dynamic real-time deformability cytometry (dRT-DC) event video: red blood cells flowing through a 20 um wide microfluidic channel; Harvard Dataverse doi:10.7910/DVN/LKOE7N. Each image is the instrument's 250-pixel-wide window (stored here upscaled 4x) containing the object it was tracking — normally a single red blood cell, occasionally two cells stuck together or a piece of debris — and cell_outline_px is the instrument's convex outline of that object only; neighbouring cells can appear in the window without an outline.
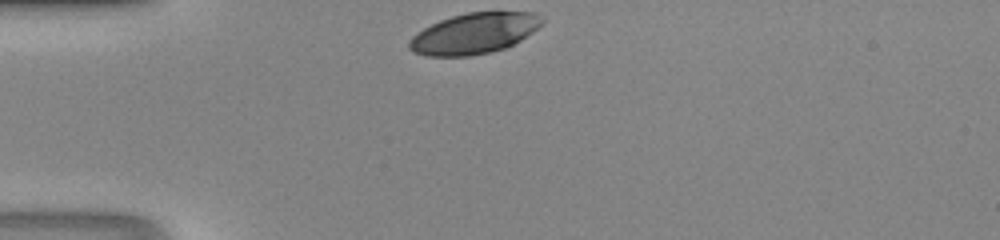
{"species": "human", "species_latin": "Homo sapiens", "temperature_condition": "room temperature", "stored_images_in_passage": 26, "camera_frame_rate_fps": 3000, "um_per_image_px": 0.085, "donor": {"sex": "male"}, "frame": {"image": 1, "passage_image": 1, "time_ms": 0.0, "image_size_px": [1000, 240], "cell_outline_px": [[544, 20], [532, 32], [520, 40], [504, 48], [492, 52], [468, 56], [428, 56], [412, 52], [408, 48], [408, 40], [412, 36], [424, 28], [440, 20], [452, 16], [468, 12], [536, 12], [544, 16]], "centroid_in_image_um": [40.29, 2.84], "position_along_channel_um": 44.7, "area_um2": 31.5}}
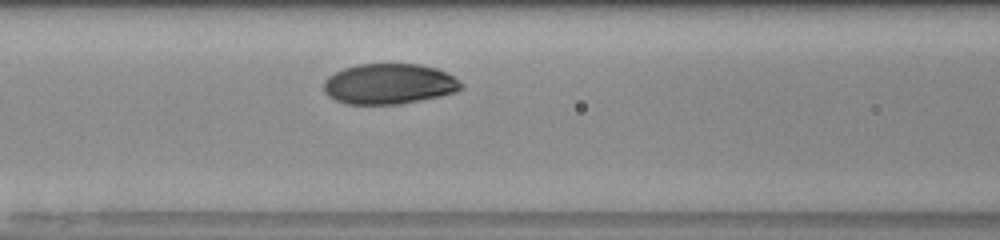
{"frame": {"image": 2, "passage_image": 9, "time_ms": 2.667, "image_size_px": [1000, 240], "cell_outline_px": [[464, 88], [456, 92], [440, 96], [400, 104], [344, 104], [328, 96], [324, 92], [324, 80], [328, 76], [344, 68], [356, 64], [420, 64], [436, 68], [460, 80], [464, 84]], "centroid_in_image_um": [33.08, 7.13], "position_along_channel_um": 133.5, "area_um2": 32.6}}
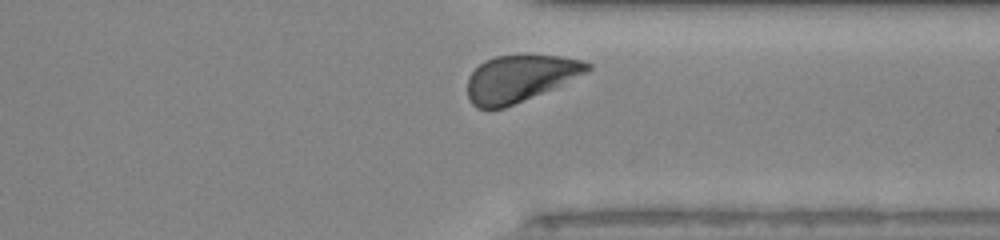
{"frame": {"image": 3, "passage_image": 25, "time_ms": 8.0, "image_size_px": [1000, 240], "cell_outline_px": [[592, 68], [588, 72], [552, 88], [504, 108], [476, 108], [468, 100], [468, 76], [484, 60], [496, 56], [560, 56], [580, 60], [592, 64]], "centroid_in_image_um": [44.17, 6.67], "position_along_channel_um": 367.2, "area_um2": 32.14}}